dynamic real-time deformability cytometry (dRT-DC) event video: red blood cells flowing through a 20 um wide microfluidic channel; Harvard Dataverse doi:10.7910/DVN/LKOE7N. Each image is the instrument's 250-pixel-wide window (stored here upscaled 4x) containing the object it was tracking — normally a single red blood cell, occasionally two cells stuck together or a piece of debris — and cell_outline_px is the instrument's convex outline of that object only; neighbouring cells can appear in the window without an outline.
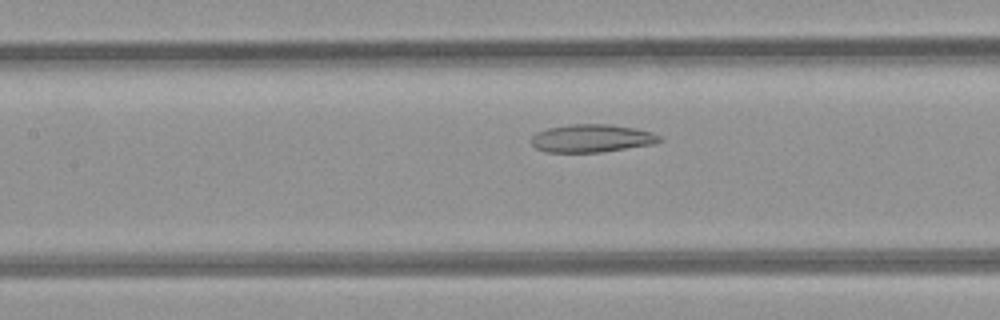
{"species": "common noctule bat (a hibernating species)", "species_latin": "Nyctalus noctula", "temperature_condition": "room temperature", "stored_images_in_passage": 47, "camera_frame_rate_fps": 3000, "um_per_image_px": 0.085, "animal": {"sex": "female", "body_mass_g": 21.9}, "frame": {"image": 1, "passage_image": 20, "time_ms": 6.333, "image_size_px": [1000, 320], "cell_outline_px": [[664, 140], [652, 144], [600, 152], [548, 152], [536, 148], [532, 144], [532, 136], [536, 132], [548, 128], [568, 124], [612, 124], [636, 128], [652, 132], [660, 136]], "centroid_in_image_um": [50.31, 11.74], "position_along_channel_um": 157.1, "area_um2": 20.87}}
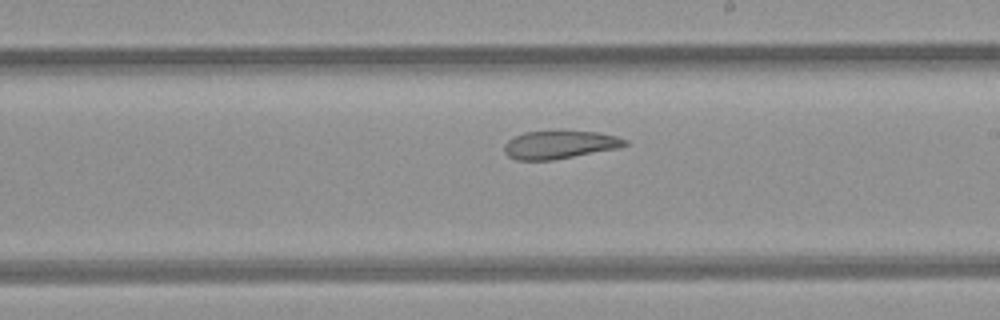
{"frame": {"image": 2, "passage_image": 26, "time_ms": 8.333, "image_size_px": [1000, 320], "cell_outline_px": [[628, 144], [616, 148], [552, 160], [516, 160], [508, 156], [504, 152], [504, 144], [512, 136], [524, 132], [560, 128], [600, 132], [616, 136], [628, 140]], "centroid_in_image_um": [47.53, 12.24], "position_along_channel_um": 241.5, "area_um2": 20.52}}
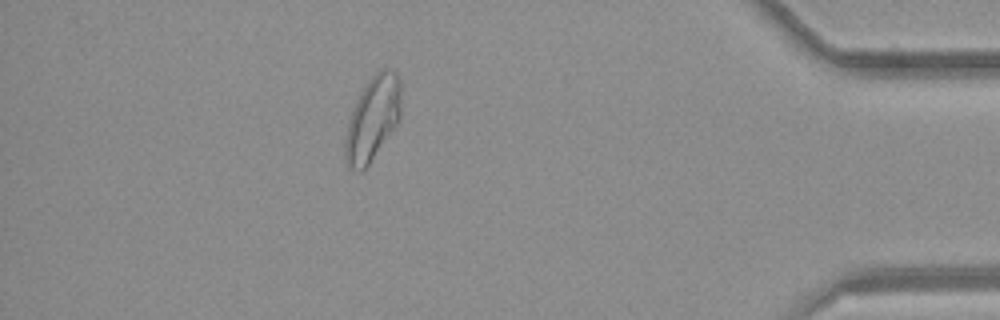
{"frame": {"image": 3, "passage_image": 41, "time_ms": 13.333, "image_size_px": [1000, 320], "cell_outline_px": [[400, 120], [368, 164], [360, 172], [356, 172], [348, 168], [344, 164], [344, 140], [352, 108], [364, 84], [380, 68], [388, 68], [396, 72], [400, 80]], "centroid_in_image_um": [31.64, 10.08], "position_along_channel_um": 403.6, "area_um2": 27.69}, "authors_computed_cell_mechanics": {"area_um2": 25.143, "velocity_mm_per_s": 4.2296, "shape_relaxation_time_tau1_ms": null, "shape_relaxation_time_tau2_ms": 3.5324, "deformation_change_tau1": null, "deformation_change_tau2": 0.1098}}